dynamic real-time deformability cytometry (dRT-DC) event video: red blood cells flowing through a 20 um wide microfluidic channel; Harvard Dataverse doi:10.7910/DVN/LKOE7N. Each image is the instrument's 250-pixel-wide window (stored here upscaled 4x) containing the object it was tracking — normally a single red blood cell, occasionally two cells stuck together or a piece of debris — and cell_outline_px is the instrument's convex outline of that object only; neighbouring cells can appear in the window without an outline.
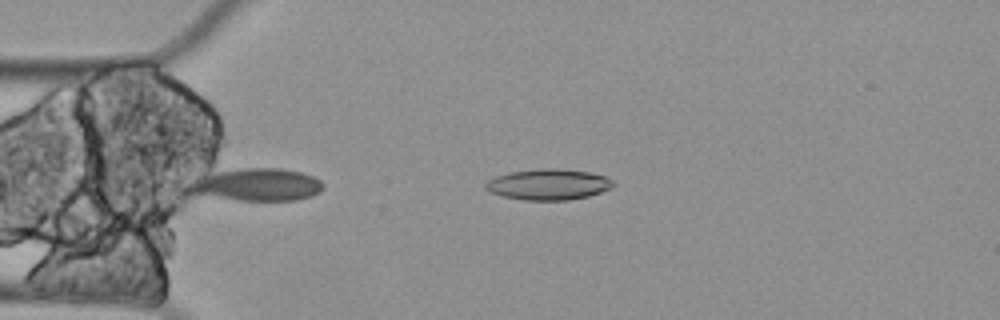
{"species": "Egyptian fruit bat (a non-hibernating species)", "species_latin": "Rousettus aegyptiacus", "temperature_condition": "cold", "stored_images_in_passage": 5, "camera_frame_rate_fps": 3000, "um_per_image_px": 0.085, "animal": {"sex": "female"}, "frame": {"image": 1, "passage_image": 1, "time_ms": 0.0, "image_size_px": [1000, 320], "cell_outline_px": [[616, 184], [612, 188], [588, 196], [568, 200], [524, 200], [504, 196], [492, 192], [484, 188], [484, 184], [488, 180], [496, 176], [508, 172], [540, 168], [560, 168], [588, 172], [604, 176], [612, 180]], "centroid_in_image_um": [46.61, 15.67], "position_along_channel_um": 38.4, "area_um2": 23.0}}
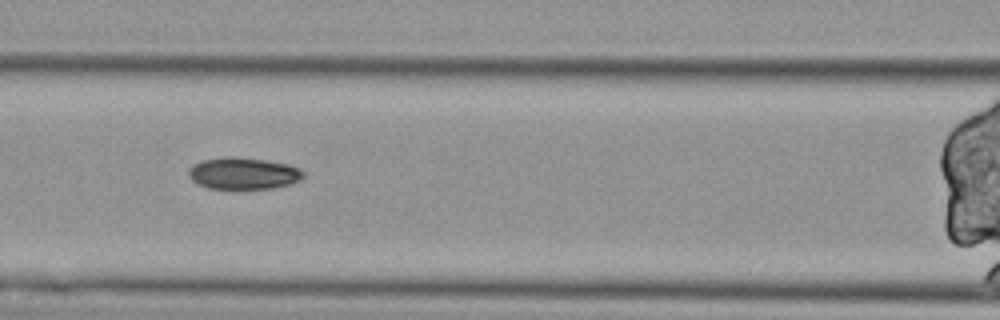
{"frame": {"image": 2, "passage_image": 4, "time_ms": 1.0, "image_size_px": [1000, 320], "cell_outline_px": [[304, 176], [300, 180], [292, 184], [272, 188], [208, 188], [196, 184], [188, 176], [188, 168], [192, 164], [204, 160], [228, 156], [232, 156], [264, 160], [288, 164], [300, 168], [304, 172]], "centroid_in_image_um": [20.67, 14.73], "position_along_channel_um": 145.9, "area_um2": 21.33}}
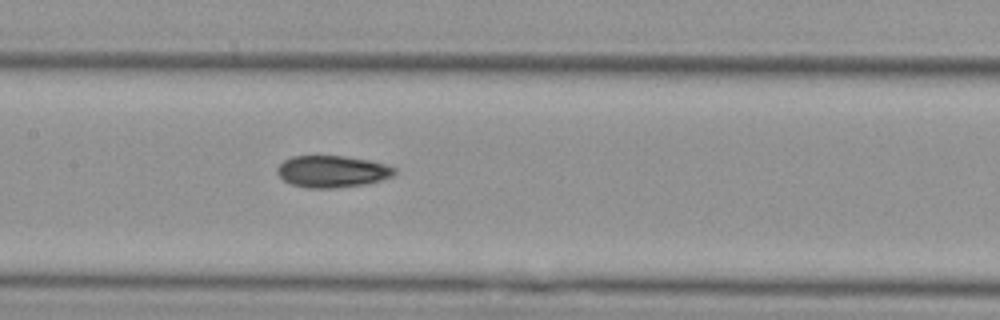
{"frame": {"image": 3, "passage_image": 5, "time_ms": 1.333, "image_size_px": [1000, 320], "cell_outline_px": [[396, 172], [392, 176], [380, 180], [364, 184], [332, 188], [308, 188], [292, 184], [284, 180], [276, 172], [276, 168], [284, 160], [292, 156], [344, 156], [372, 160], [396, 168]], "centroid_in_image_um": [28.23, 14.56], "position_along_channel_um": 179.2, "area_um2": 21.68}}